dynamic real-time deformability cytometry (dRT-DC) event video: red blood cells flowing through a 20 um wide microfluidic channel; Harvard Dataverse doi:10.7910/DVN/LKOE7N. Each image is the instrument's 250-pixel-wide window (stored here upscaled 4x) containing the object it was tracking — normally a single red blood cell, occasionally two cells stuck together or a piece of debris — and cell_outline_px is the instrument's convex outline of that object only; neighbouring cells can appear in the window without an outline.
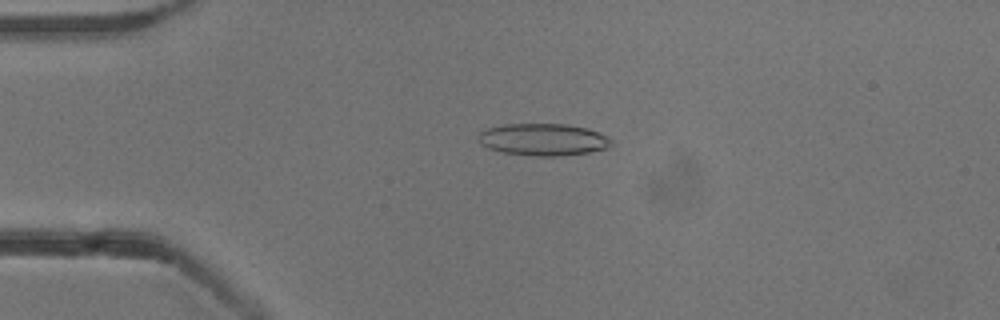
{"species": "common noctule bat (a hibernating species)", "species_latin": "Nyctalus noctula", "temperature_condition": "cold", "stored_images_in_passage": 54, "camera_frame_rate_fps": 3000, "um_per_image_px": 0.085, "animal": {"sex": "male", "body_mass_g": 13.3}, "frame": {"image": 1, "passage_image": 13, "time_ms": 4.0, "image_size_px": [1000, 320], "cell_outline_px": [[612, 144], [604, 148], [588, 152], [564, 156], [536, 156], [504, 152], [488, 148], [480, 144], [480, 132], [488, 128], [504, 124], [568, 124], [588, 128], [608, 136], [612, 140]], "centroid_in_image_um": [46.2, 11.85], "position_along_channel_um": 38.8, "area_um2": 24.74}}
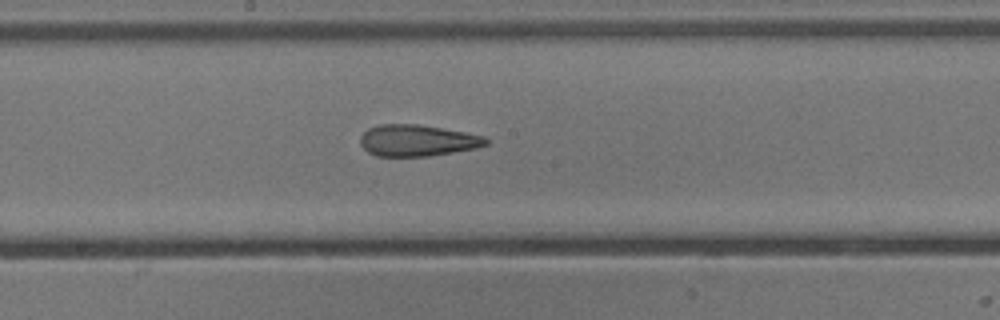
{"frame": {"image": 2, "passage_image": 29, "time_ms": 9.333, "image_size_px": [1000, 320], "cell_outline_px": [[488, 144], [476, 148], [428, 156], [376, 156], [368, 152], [360, 144], [360, 136], [368, 128], [380, 124], [416, 124], [464, 132], [484, 136], [488, 140]], "centroid_in_image_um": [35.44, 11.94], "position_along_channel_um": 212.8, "area_um2": 22.89}}
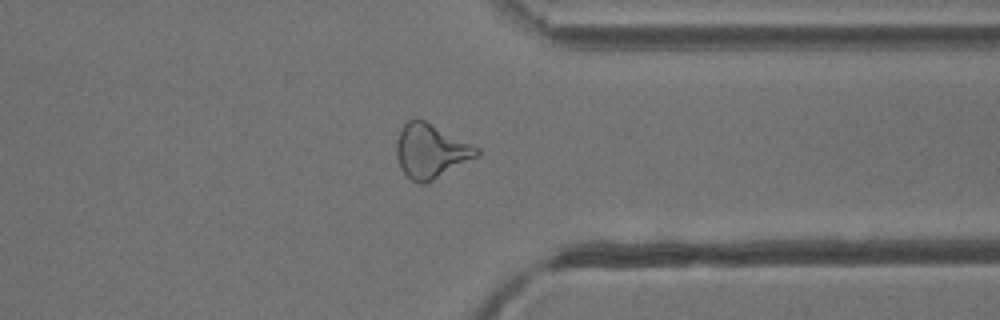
{"frame": {"image": 3, "passage_image": 42, "time_ms": 13.667, "image_size_px": [1000, 320], "cell_outline_px": [[480, 152], [476, 156], [432, 180], [424, 184], [420, 184], [412, 180], [400, 168], [396, 156], [396, 140], [404, 124], [408, 120], [416, 116], [480, 148]], "centroid_in_image_um": [36.57, 12.81], "position_along_channel_um": 374.8, "area_um2": 24.97}, "authors_computed_cell_mechanics": {"area_um2": 24.9407, "velocity_mm_per_s": 3.8411, "shape_relaxation_time_tau1_ms": null, "shape_relaxation_time_tau2_ms": 2.5713, "deformation_change_tau1": null, "deformation_change_tau2": 0.1212}}